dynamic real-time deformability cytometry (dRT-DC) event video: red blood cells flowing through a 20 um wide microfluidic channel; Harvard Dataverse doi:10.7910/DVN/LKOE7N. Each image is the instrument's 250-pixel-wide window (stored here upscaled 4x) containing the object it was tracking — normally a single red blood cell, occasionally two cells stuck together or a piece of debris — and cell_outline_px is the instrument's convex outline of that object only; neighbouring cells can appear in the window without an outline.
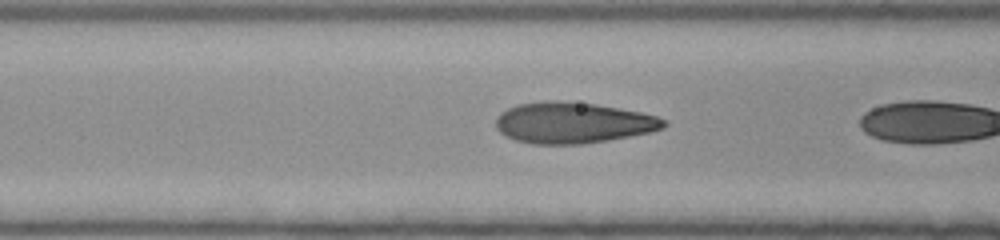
{"species": "human", "species_latin": "Homo sapiens", "temperature_condition": "room temperature", "stored_images_in_passage": 20, "camera_frame_rate_fps": 3000, "um_per_image_px": 0.085, "donor": {"sex": "female"}, "frame": {"image": 1, "passage_image": 19, "time_ms": 6.0, "image_size_px": [1000, 240], "cell_outline_px": [[668, 124], [664, 128], [652, 132], [608, 140], [580, 144], [532, 144], [516, 140], [504, 136], [496, 128], [496, 116], [500, 112], [516, 104], [548, 100], [552, 100], [596, 104], [640, 112], [656, 116], [668, 120]], "centroid_in_image_um": [48.69, 10.43], "position_along_channel_um": 117.9, "area_um2": 40.4}}